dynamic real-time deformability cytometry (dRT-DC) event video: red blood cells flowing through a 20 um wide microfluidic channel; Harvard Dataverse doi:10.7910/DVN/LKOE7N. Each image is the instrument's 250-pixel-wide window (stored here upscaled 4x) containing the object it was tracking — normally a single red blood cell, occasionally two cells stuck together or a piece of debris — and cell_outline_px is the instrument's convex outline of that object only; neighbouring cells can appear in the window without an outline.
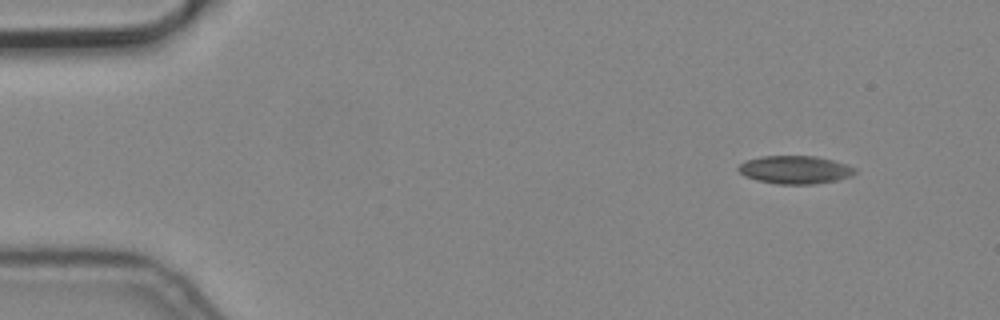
{"species": "common noctule bat (a hibernating species)", "species_latin": "Nyctalus noctula", "temperature_condition": "cold", "stored_images_in_passage": 4, "camera_frame_rate_fps": 3000, "um_per_image_px": 0.085, "animal": {"sex": "male", "body_mass_g": 19.2, "forearm_length_mm": 51.8}, "frame": {"image": 1, "passage_image": 1, "time_ms": 0.0, "image_size_px": [1000, 320], "cell_outline_px": [[856, 172], [852, 176], [836, 180], [812, 184], [776, 184], [756, 180], [744, 176], [736, 168], [740, 164], [748, 160], [760, 156], [816, 156], [832, 160], [856, 168]], "centroid_in_image_um": [67.56, 14.43], "position_along_channel_um": 17.4, "area_um2": 19.02}}
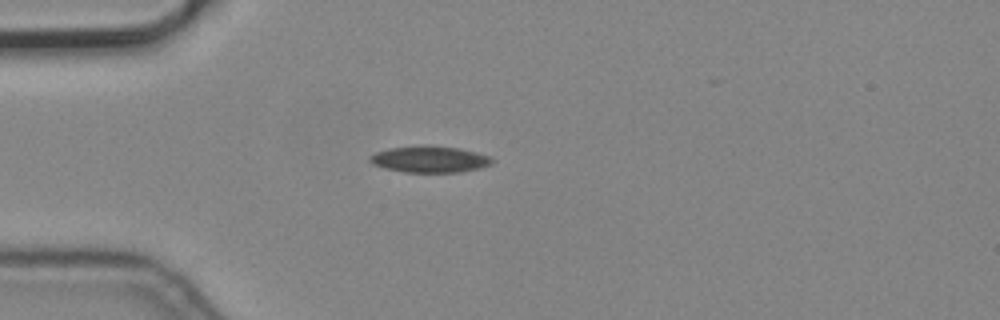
{"frame": {"image": 2, "passage_image": 4, "time_ms": 1.0, "image_size_px": [1000, 320], "cell_outline_px": [[492, 164], [480, 168], [460, 172], [404, 172], [384, 168], [372, 164], [368, 160], [368, 156], [376, 152], [388, 148], [424, 144], [460, 148], [476, 152], [488, 156], [492, 160]], "centroid_in_image_um": [36.47, 13.52], "position_along_channel_um": 48.5, "area_um2": 19.07}}